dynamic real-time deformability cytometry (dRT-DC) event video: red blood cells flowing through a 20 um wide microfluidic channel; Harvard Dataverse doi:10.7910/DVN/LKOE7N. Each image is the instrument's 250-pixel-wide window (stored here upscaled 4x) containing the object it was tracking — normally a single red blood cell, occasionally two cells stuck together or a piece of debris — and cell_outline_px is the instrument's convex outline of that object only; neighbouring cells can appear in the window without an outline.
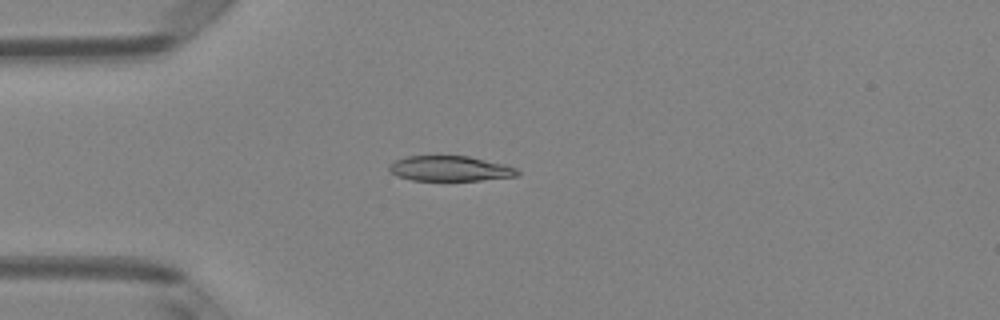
{"species": "Egyptian fruit bat (a non-hibernating species)", "species_latin": "Rousettus aegyptiacus", "temperature_condition": "room temperature", "stored_images_in_passage": 3, "camera_frame_rate_fps": 3000, "um_per_image_px": 0.085, "animal": {"sex": "female"}, "frame": {"image": 1, "passage_image": 3, "time_ms": 0.667, "image_size_px": [1000, 320], "cell_outline_px": [[520, 176], [480, 180], [412, 180], [396, 176], [388, 168], [388, 164], [404, 156], [468, 156], [504, 164], [516, 168], [520, 172]], "centroid_in_image_um": [38.25, 14.32], "position_along_channel_um": 46.8, "area_um2": 18.84}}